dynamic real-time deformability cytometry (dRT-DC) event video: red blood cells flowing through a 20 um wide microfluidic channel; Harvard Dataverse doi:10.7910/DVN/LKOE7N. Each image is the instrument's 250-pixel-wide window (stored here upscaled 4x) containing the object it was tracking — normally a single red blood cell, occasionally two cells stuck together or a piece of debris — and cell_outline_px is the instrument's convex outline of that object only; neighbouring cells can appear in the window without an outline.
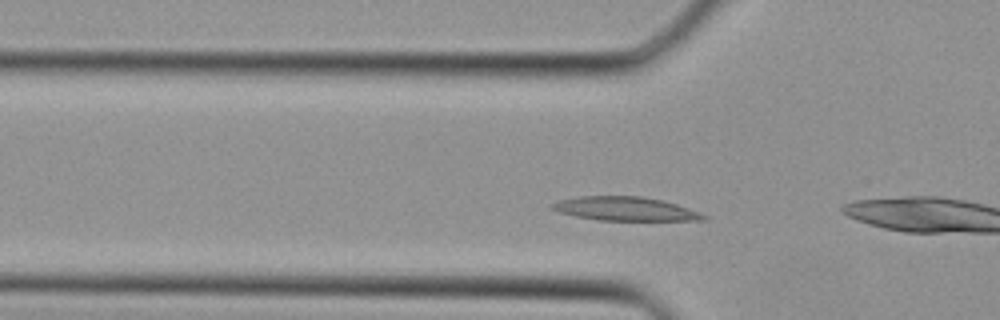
{"species": "Egyptian fruit bat (a non-hibernating species)", "species_latin": "Rousettus aegyptiacus", "temperature_condition": "cold", "stored_images_in_passage": 29, "segment_of_instrument_passage": [1, 2], "camera_frame_rate_fps": 3000, "um_per_image_px": 0.085, "animal": {"sex": "female"}, "frame": {"image": 1, "passage_image": 5, "time_ms": 1.333, "image_size_px": [1000, 320], "cell_outline_px": [[708, 220], [596, 220], [576, 216], [560, 212], [552, 208], [548, 204], [560, 200], [580, 196], [640, 196], [664, 200], [700, 212], [708, 216]], "centroid_in_image_um": [53.16, 17.74], "position_along_channel_um": 72.6, "area_um2": 20.98}}
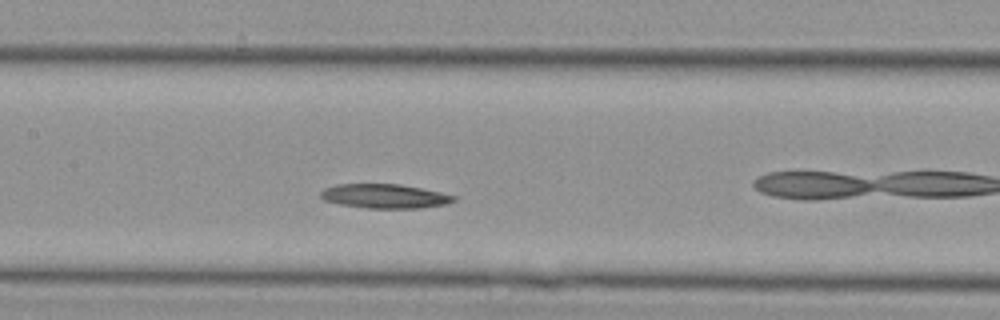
{"frame": {"image": 2, "passage_image": 11, "time_ms": 3.333, "image_size_px": [1000, 320], "cell_outline_px": [[456, 200], [444, 204], [420, 208], [368, 208], [340, 204], [324, 200], [320, 196], [320, 192], [324, 188], [336, 184], [400, 184], [440, 192], [456, 196]], "centroid_in_image_um": [32.67, 16.67], "position_along_channel_um": 174.7, "area_um2": 18.67}}
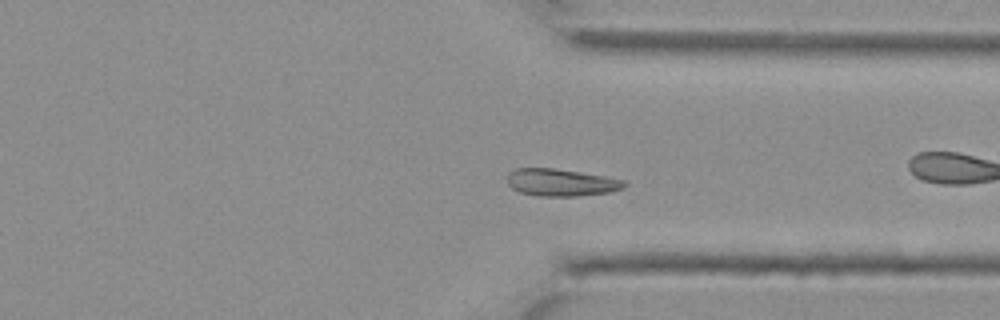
{"frame": {"image": 3, "passage_image": 22, "time_ms": 7.0, "image_size_px": [1000, 320], "cell_outline_px": [[628, 184], [624, 188], [608, 192], [576, 196], [536, 196], [520, 192], [512, 188], [508, 184], [508, 172], [516, 168], [552, 168], [604, 176], [624, 180]], "centroid_in_image_um": [47.67, 15.51], "position_along_channel_um": 363.7, "area_um2": 18.5}}